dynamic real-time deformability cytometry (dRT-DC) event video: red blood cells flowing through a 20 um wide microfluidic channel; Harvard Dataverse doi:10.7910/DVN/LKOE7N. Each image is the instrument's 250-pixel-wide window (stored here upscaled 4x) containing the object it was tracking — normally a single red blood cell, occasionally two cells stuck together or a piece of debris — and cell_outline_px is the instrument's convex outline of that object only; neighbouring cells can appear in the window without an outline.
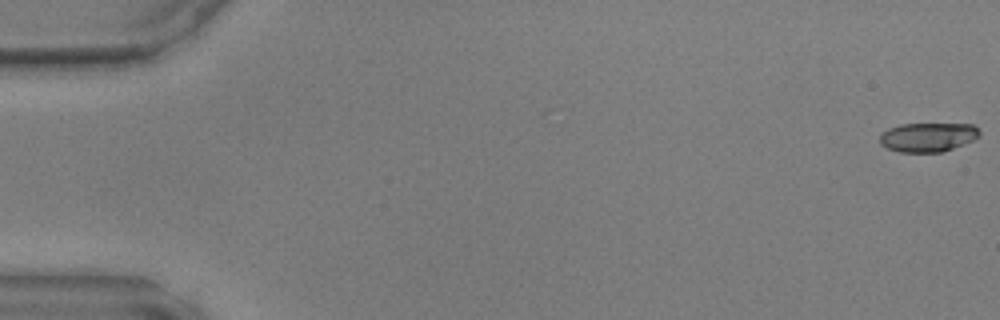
{"species": "common noctule bat (a hibernating species)", "species_latin": "Nyctalus noctula", "temperature_condition": "warm", "stored_images_in_passage": 14, "camera_frame_rate_fps": 3000, "um_per_image_px": 0.085, "animal": {"sex": "male", "body_mass_g": 17.9, "forearm_length_mm": 54.2}, "frame": {"image": 1, "passage_image": 1, "time_ms": 0.0, "image_size_px": [1000, 320], "cell_outline_px": [[980, 136], [972, 140], [952, 148], [940, 152], [900, 152], [888, 148], [880, 144], [880, 136], [888, 128], [900, 124], [972, 124], [980, 132]], "centroid_in_image_um": [78.85, 11.65], "position_along_channel_um": 6.2, "area_um2": 16.7}}
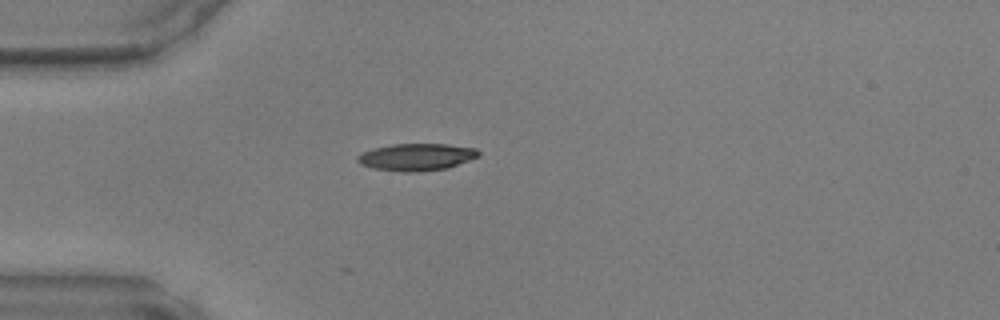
{"frame": {"image": 2, "passage_image": 14, "time_ms": 4.333, "image_size_px": [1000, 320], "cell_outline_px": [[480, 156], [448, 168], [416, 172], [404, 172], [372, 168], [360, 164], [356, 160], [356, 156], [372, 148], [392, 144], [448, 144], [476, 148], [480, 152]], "centroid_in_image_um": [35.4, 13.34], "position_along_channel_um": 49.6, "area_um2": 19.25}}